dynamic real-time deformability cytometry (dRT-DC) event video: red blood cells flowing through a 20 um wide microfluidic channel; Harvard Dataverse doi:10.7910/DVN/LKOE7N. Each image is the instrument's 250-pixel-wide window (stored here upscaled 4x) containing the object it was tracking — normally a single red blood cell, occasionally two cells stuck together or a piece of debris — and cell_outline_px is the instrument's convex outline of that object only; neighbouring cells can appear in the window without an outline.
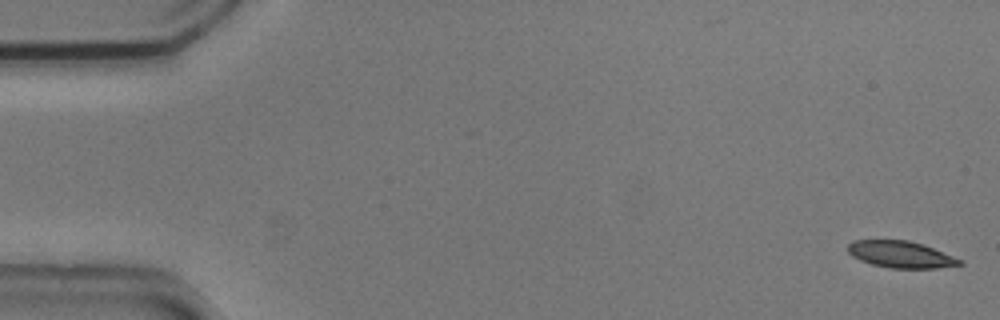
{"species": "common noctule bat (a hibernating species)", "species_latin": "Nyctalus noctula", "temperature_condition": "cold", "stored_images_in_passage": 14, "camera_frame_rate_fps": 3000, "um_per_image_px": 0.085, "animal": {"sex": "male", "body_mass_g": 20.5, "forearm_length_mm": 52.5}, "frame": {"image": 1, "passage_image": 1, "time_ms": 0.0, "image_size_px": [1000, 320], "cell_outline_px": [[964, 264], [936, 268], [888, 268], [872, 264], [860, 260], [852, 256], [848, 252], [848, 244], [852, 240], [908, 240], [924, 244], [964, 260]], "centroid_in_image_um": [76.59, 21.62], "position_along_channel_um": 8.4, "area_um2": 17.57}}
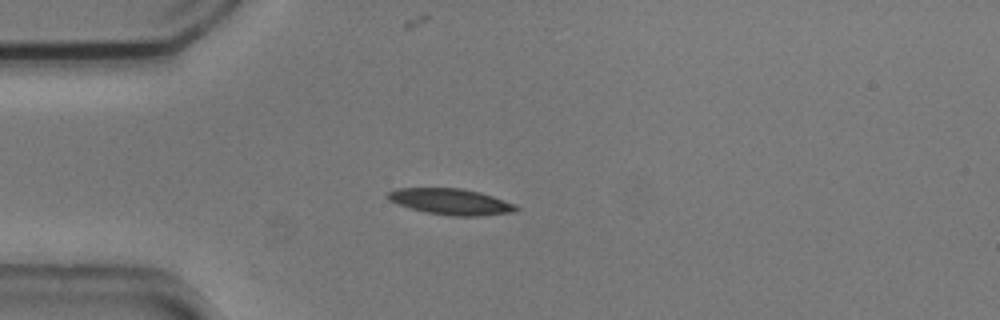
{"frame": {"image": 2, "passage_image": 14, "time_ms": 4.333, "image_size_px": [1000, 320], "cell_outline_px": [[520, 208], [516, 212], [480, 216], [452, 216], [424, 212], [388, 200], [388, 192], [396, 188], [460, 188], [480, 192], [516, 204]], "centroid_in_image_um": [38.37, 17.14], "position_along_channel_um": 46.6, "area_um2": 19.48}}